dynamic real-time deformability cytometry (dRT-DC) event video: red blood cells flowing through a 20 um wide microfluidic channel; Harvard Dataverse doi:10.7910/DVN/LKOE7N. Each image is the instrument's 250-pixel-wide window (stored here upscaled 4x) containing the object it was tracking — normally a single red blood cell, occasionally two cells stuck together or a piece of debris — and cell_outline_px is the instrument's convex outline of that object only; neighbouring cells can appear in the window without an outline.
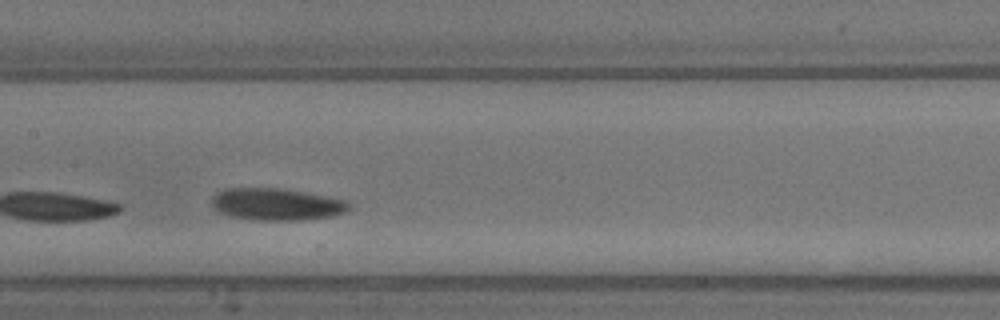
{"species": "common noctule bat (a hibernating species)", "species_latin": "Nyctalus noctula", "temperature_condition": "warm", "stored_images_in_passage": 14, "camera_frame_rate_fps": 3000, "um_per_image_px": 0.085, "animal": {"sex": "male", "body_mass_g": 13.3}, "frame": {"image": 1, "passage_image": 6, "time_ms": 1.667, "image_size_px": [1000, 320], "cell_outline_px": [[352, 208], [344, 212], [332, 216], [304, 220], [252, 220], [232, 216], [220, 212], [212, 208], [212, 196], [216, 192], [224, 188], [280, 188], [328, 196], [348, 200], [352, 204]], "centroid_in_image_um": [23.53, 17.36], "position_along_channel_um": 183.9, "area_um2": 25.95}}